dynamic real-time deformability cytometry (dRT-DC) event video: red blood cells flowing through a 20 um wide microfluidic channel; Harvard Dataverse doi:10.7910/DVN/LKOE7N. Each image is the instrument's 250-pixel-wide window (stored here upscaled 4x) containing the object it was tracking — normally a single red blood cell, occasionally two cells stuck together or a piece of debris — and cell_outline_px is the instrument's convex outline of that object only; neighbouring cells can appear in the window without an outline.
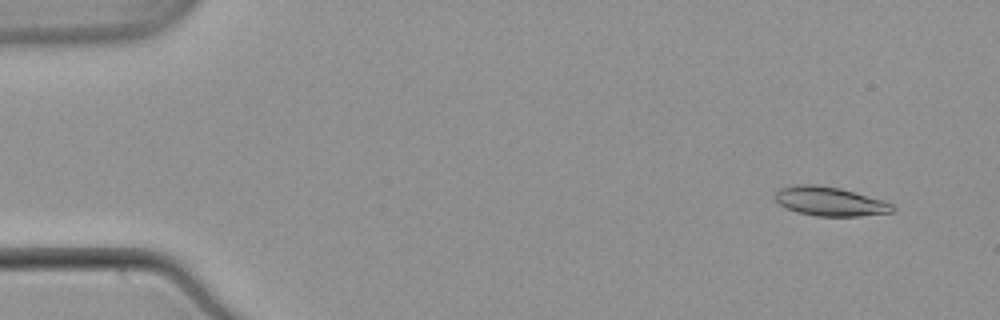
{"species": "common noctule bat (a hibernating species)", "species_latin": "Nyctalus noctula", "temperature_condition": "warm", "stored_images_in_passage": 53, "camera_frame_rate_fps": 3000, "um_per_image_px": 0.085, "animal": {"sex": "male", "body_mass_g": 21.5, "forearm_length_mm": 52.0}, "frame": {"image": 1, "passage_image": 4, "time_ms": 1.0, "image_size_px": [1000, 320], "cell_outline_px": [[896, 208], [892, 212], [860, 216], [816, 216], [796, 212], [780, 204], [772, 196], [780, 188], [796, 184], [816, 184], [840, 188], [884, 200], [892, 204]], "centroid_in_image_um": [70.53, 17.11], "position_along_channel_um": 14.5, "area_um2": 20.0}}
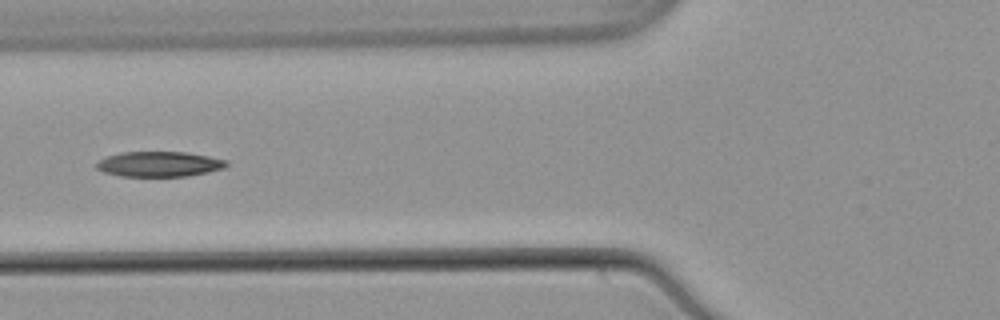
{"frame": {"image": 2, "passage_image": 21, "time_ms": 6.667, "image_size_px": [1000, 320], "cell_outline_px": [[228, 164], [224, 168], [208, 172], [188, 176], [120, 176], [104, 172], [96, 168], [96, 164], [100, 160], [108, 156], [124, 152], [188, 152], [228, 160]], "centroid_in_image_um": [13.57, 13.95], "position_along_channel_um": 112.2, "area_um2": 19.02}}
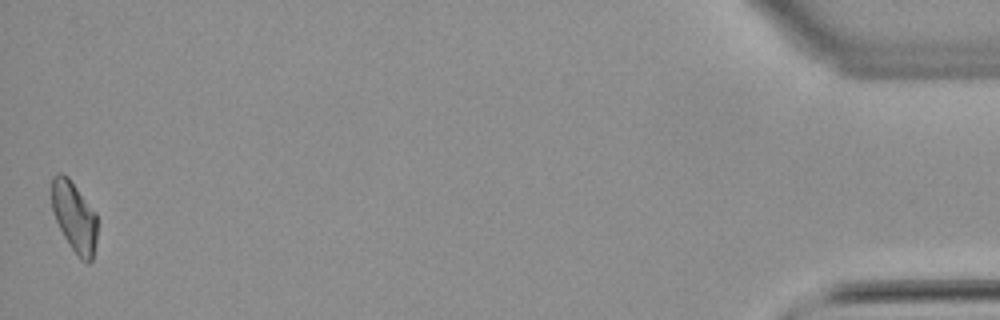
{"frame": {"image": 3, "passage_image": 53, "time_ms": 17.333, "image_size_px": [1000, 320], "cell_outline_px": [[96, 240], [92, 260], [88, 264], [80, 260], [64, 236], [56, 220], [52, 208], [52, 176], [60, 172], [68, 176], [96, 212]], "centroid_in_image_um": [6.32, 18.42], "position_along_channel_um": 428.9, "area_um2": 18.61}, "authors_computed_cell_mechanics": {"area_um2": 19.5364, "velocity_mm_per_s": 3.8536, "shape_relaxation_time_tau1_ms": null, "shape_relaxation_time_tau2_ms": 9.7019, "deformation_change_tau1": null, "deformation_change_tau2": 0.1846}}